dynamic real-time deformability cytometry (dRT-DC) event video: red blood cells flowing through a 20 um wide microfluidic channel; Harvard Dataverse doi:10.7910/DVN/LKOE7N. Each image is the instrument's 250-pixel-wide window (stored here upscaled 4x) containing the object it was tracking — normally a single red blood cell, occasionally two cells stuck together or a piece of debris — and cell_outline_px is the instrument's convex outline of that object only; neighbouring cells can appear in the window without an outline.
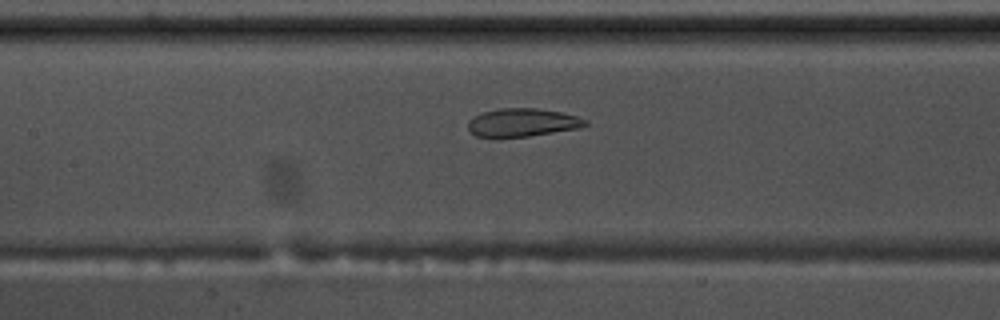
{"species": "common noctule bat (a hibernating species)", "species_latin": "Nyctalus noctula", "temperature_condition": "warm", "stored_images_in_passage": 44, "camera_frame_rate_fps": 3000, "um_per_image_px": 0.085, "animal": {"sex": "male", "body_mass_g": 17.5, "forearm_length_mm": 52.3}, "frame": {"image": 1, "passage_image": 14, "time_ms": 4.333, "image_size_px": [1000, 320], "cell_outline_px": [[588, 124], [580, 128], [528, 136], [476, 136], [468, 128], [468, 120], [472, 116], [484, 112], [500, 108], [536, 108], [560, 112], [576, 116], [588, 120]], "centroid_in_image_um": [44.42, 10.4], "position_along_channel_um": 163.0, "area_um2": 19.02}}
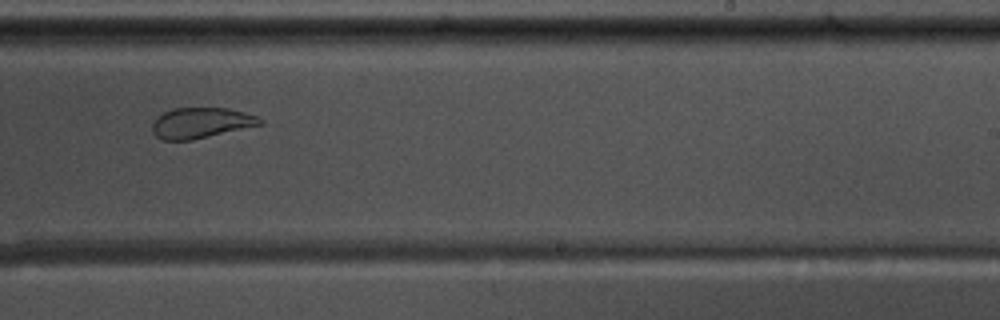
{"frame": {"image": 2, "passage_image": 23, "time_ms": 7.333, "image_size_px": [1000, 320], "cell_outline_px": [[264, 124], [192, 140], [164, 140], [156, 136], [152, 132], [152, 124], [156, 116], [172, 108], [228, 108], [244, 112], [256, 116], [264, 120]], "centroid_in_image_um": [17.08, 10.44], "position_along_channel_um": 271.9, "area_um2": 19.31}}
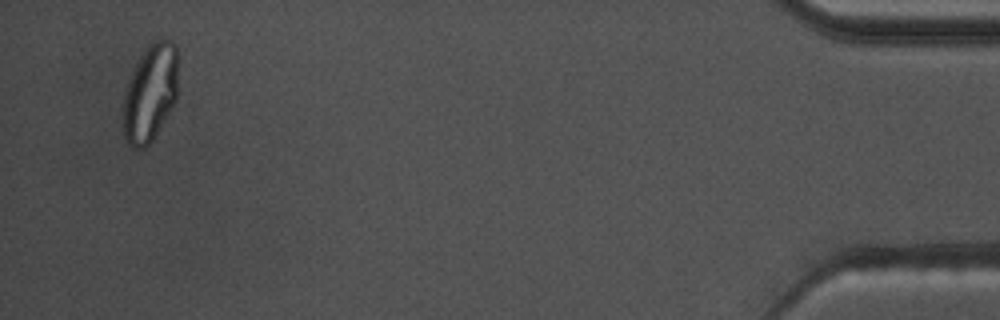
{"frame": {"image": 3, "passage_image": 42, "time_ms": 13.667, "image_size_px": [1000, 320], "cell_outline_px": [[176, 100], [152, 140], [144, 148], [132, 148], [128, 144], [124, 136], [124, 92], [128, 80], [140, 56], [148, 44], [152, 40], [172, 40], [176, 44]], "centroid_in_image_um": [12.75, 7.88], "position_along_channel_um": 422.4, "area_um2": 30.75}, "authors_computed_cell_mechanics": {"area_um2": 22.7154, "velocity_mm_per_s": 3.6416, "shape_relaxation_time_tau1_ms": null, "shape_relaxation_time_tau2_ms": 0.8369, "deformation_change_tau1": null, "deformation_change_tau2": 0.0647}}